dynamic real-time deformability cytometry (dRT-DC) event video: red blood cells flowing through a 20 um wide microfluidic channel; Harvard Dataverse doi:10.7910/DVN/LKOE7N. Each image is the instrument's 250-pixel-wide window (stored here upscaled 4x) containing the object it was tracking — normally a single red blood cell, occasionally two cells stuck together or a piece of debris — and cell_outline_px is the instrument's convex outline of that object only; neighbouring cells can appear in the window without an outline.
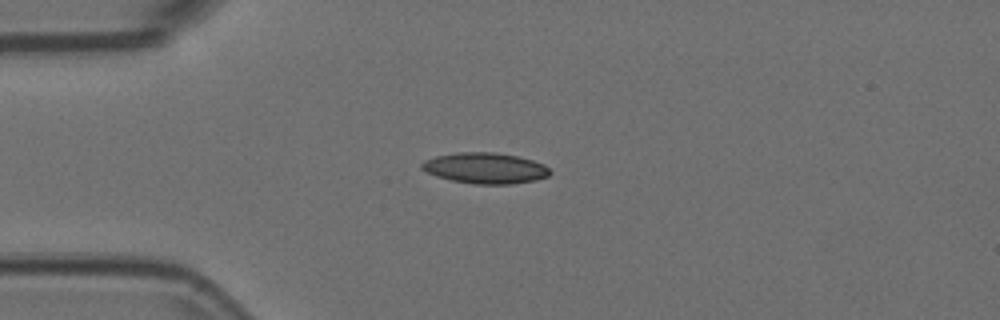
{"species": "Egyptian fruit bat (a non-hibernating species)", "species_latin": "Rousettus aegyptiacus", "temperature_condition": "room temperature", "stored_images_in_passage": 6, "camera_frame_rate_fps": 3000, "um_per_image_px": 0.085, "animal": {"sex": "female"}, "frame": {"image": 1, "passage_image": 1, "time_ms": 0.0, "image_size_px": [1000, 320], "cell_outline_px": [[552, 172], [548, 176], [536, 180], [512, 184], [472, 184], [452, 180], [436, 176], [420, 168], [420, 164], [424, 160], [436, 156], [460, 152], [492, 152], [516, 156], [532, 160], [544, 164]], "centroid_in_image_um": [41.24, 14.29], "position_along_channel_um": 43.8, "area_um2": 23.0}}
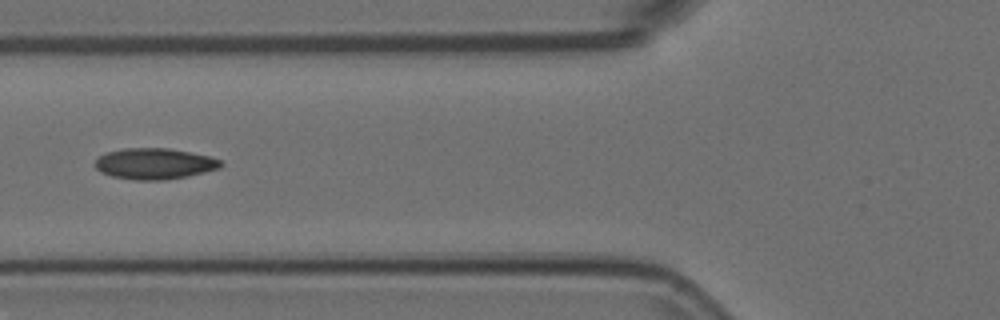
{"frame": {"image": 2, "passage_image": 3, "time_ms": 0.667, "image_size_px": [1000, 320], "cell_outline_px": [[224, 164], [220, 168], [188, 176], [164, 180], [136, 180], [112, 176], [100, 172], [92, 164], [104, 152], [124, 148], [168, 148], [208, 156], [220, 160]], "centroid_in_image_um": [13.09, 13.91], "position_along_channel_um": 112.7, "area_um2": 22.77}}
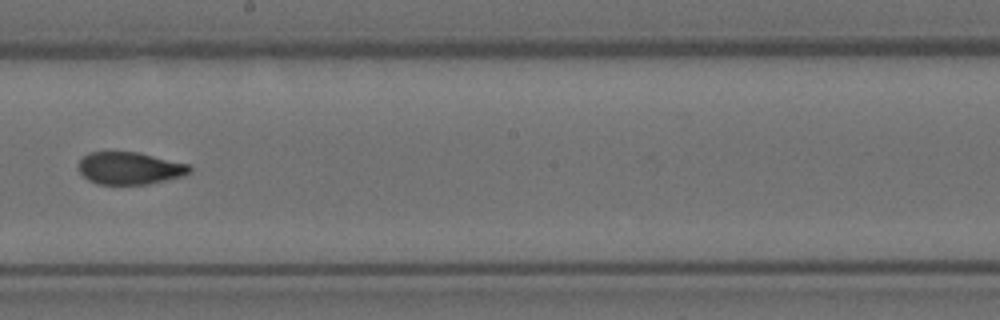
{"frame": {"image": 3, "passage_image": 6, "time_ms": 1.667, "image_size_px": [1000, 320], "cell_outline_px": [[192, 168], [184, 176], [148, 184], [96, 184], [88, 180], [80, 172], [80, 160], [88, 152], [136, 152], [188, 164]], "centroid_in_image_um": [11.02, 14.3], "position_along_channel_um": 237.2, "area_um2": 20.69}}